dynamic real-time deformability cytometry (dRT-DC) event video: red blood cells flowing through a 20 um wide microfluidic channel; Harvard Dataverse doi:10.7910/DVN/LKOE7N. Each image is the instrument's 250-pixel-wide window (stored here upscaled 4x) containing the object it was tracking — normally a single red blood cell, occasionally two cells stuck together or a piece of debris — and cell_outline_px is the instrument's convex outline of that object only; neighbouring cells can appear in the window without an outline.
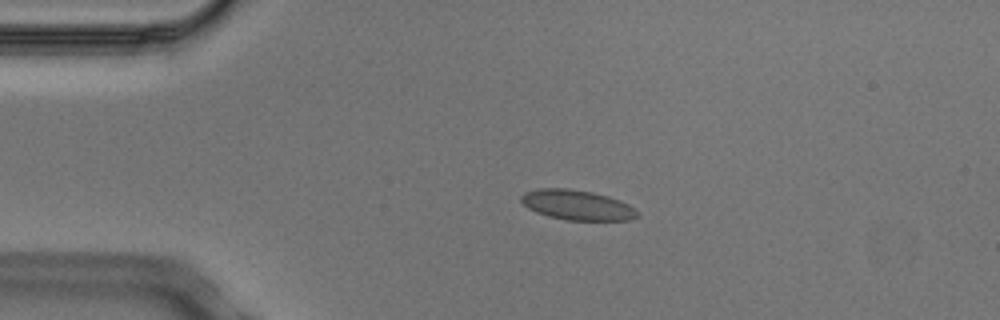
{"species": "Egyptian fruit bat (a non-hibernating species)", "species_latin": "Rousettus aegyptiacus", "temperature_condition": "cold", "stored_images_in_passage": 1, "camera_frame_rate_fps": 3000, "um_per_image_px": 0.085, "animal": {"sex": "male"}, "frame": {"image": 1, "passage_image": 1, "time_ms": 0.0, "image_size_px": [1000, 320], "cell_outline_px": [[640, 212], [636, 216], [628, 220], [564, 220], [548, 216], [536, 212], [528, 208], [520, 200], [520, 196], [524, 192], [540, 188], [568, 188], [592, 192], [608, 196], [628, 204]], "centroid_in_image_um": [49.02, 17.42], "position_along_channel_um": 36.0, "area_um2": 20.29}}